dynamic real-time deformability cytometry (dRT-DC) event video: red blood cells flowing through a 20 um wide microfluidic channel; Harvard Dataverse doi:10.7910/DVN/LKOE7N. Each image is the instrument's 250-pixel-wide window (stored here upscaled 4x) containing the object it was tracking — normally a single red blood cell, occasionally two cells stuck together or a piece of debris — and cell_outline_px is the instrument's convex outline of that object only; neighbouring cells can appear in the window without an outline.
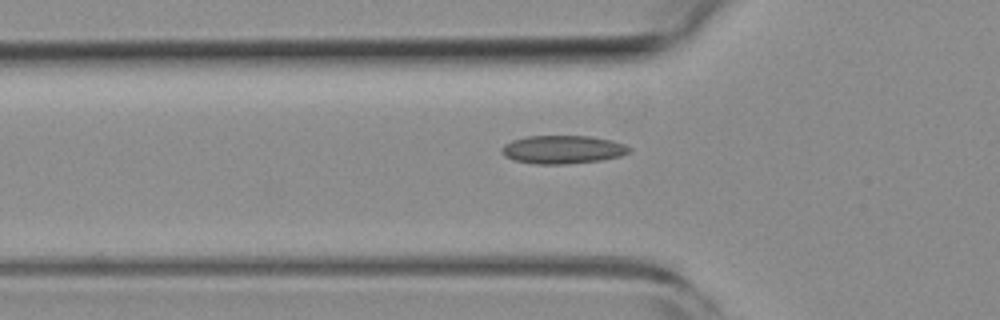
{"species": "common noctule bat (a hibernating species)", "species_latin": "Nyctalus noctula", "temperature_condition": "room temperature", "stored_images_in_passage": 13, "camera_frame_rate_fps": 3000, "um_per_image_px": 0.085, "animal": {"sex": "female", "body_mass_g": 19.3, "forearm_length_mm": 54.1}, "frame": {"image": 1, "passage_image": 5, "time_ms": 1.333, "image_size_px": [1000, 320], "cell_outline_px": [[632, 148], [628, 152], [620, 156], [600, 160], [568, 164], [536, 164], [516, 160], [504, 156], [500, 152], [500, 148], [504, 144], [512, 140], [528, 136], [588, 136], [612, 140], [624, 144]], "centroid_in_image_um": [47.8, 12.71], "position_along_channel_um": 78.0, "area_um2": 20.98}}
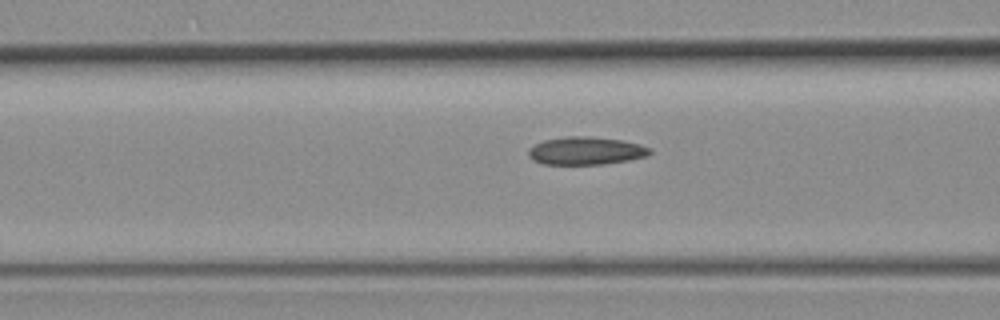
{"frame": {"image": 2, "passage_image": 8, "time_ms": 2.333, "image_size_px": [1000, 320], "cell_outline_px": [[652, 152], [648, 156], [628, 160], [604, 164], [544, 164], [532, 160], [528, 156], [528, 148], [544, 140], [564, 136], [592, 136], [620, 140], [640, 144], [652, 148]], "centroid_in_image_um": [49.8, 12.81], "position_along_channel_um": 116.8, "area_um2": 19.88}}
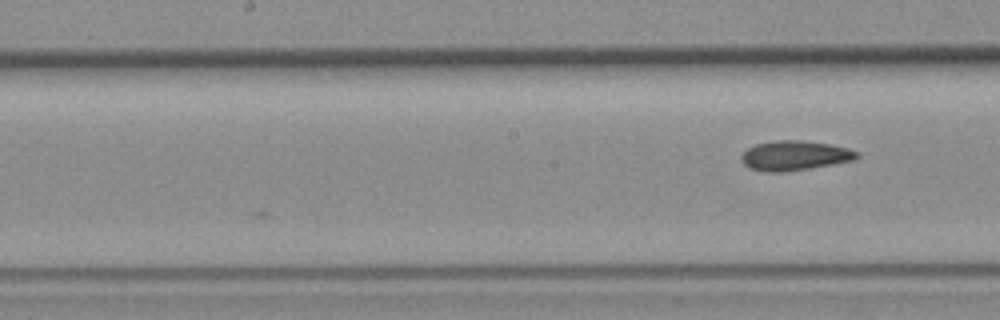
{"frame": {"image": 3, "passage_image": 13, "time_ms": 4.0, "image_size_px": [1000, 320], "cell_outline_px": [[860, 156], [852, 160], [832, 164], [784, 172], [768, 172], [752, 168], [744, 164], [740, 160], [740, 156], [748, 148], [756, 144], [776, 140], [800, 140], [828, 144], [848, 148], [856, 152]], "centroid_in_image_um": [67.51, 13.22], "position_along_channel_um": 180.7, "area_um2": 19.65}}